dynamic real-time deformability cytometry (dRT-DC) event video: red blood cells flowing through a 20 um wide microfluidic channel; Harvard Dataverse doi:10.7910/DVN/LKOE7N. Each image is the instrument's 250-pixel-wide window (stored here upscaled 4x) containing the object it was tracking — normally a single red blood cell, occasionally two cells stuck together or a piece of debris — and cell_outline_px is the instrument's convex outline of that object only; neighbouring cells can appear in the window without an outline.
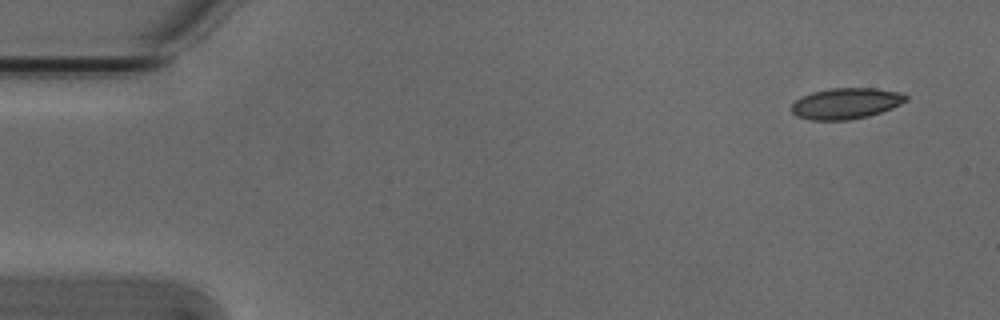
{"species": "Egyptian fruit bat (a non-hibernating species)", "species_latin": "Rousettus aegyptiacus", "temperature_condition": "cold", "stored_images_in_passage": 5, "camera_frame_rate_fps": 3000, "um_per_image_px": 0.085, "animal": {"sex": "male"}, "frame": {"image": 1, "passage_image": 1, "time_ms": 0.0, "image_size_px": [1000, 320], "cell_outline_px": [[908, 100], [892, 108], [868, 116], [848, 120], [812, 120], [796, 116], [792, 112], [792, 104], [796, 100], [812, 92], [832, 88], [876, 88], [896, 92], [908, 96]], "centroid_in_image_um": [71.9, 8.79], "position_along_channel_um": 13.1, "area_um2": 20.46}}